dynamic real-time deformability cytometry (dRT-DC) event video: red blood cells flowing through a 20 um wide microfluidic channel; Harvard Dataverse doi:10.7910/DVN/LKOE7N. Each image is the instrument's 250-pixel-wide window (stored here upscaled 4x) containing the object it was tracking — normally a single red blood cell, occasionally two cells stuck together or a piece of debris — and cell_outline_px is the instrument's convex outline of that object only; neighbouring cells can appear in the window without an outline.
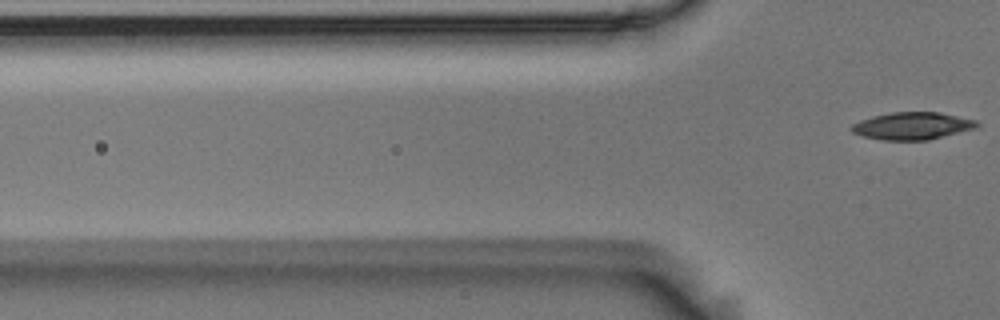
{"species": "Egyptian fruit bat (a non-hibernating species)", "species_latin": "Rousettus aegyptiacus", "temperature_condition": "room temperature", "stored_images_in_passage": 6, "segment_of_instrument_passage": [2, 2], "camera_frame_rate_fps": 3000, "um_per_image_px": 0.085, "animal": {"sex": "male"}, "frame": {"image": 1, "passage_image": 6, "time_ms": 1.667, "image_size_px": [1000, 320], "cell_outline_px": [[980, 124], [976, 128], [928, 140], [884, 140], [864, 136], [852, 132], [848, 128], [852, 124], [860, 120], [872, 116], [892, 112], [940, 112], [976, 120]], "centroid_in_image_um": [77.53, 10.69], "position_along_channel_um": 48.3, "area_um2": 20.0}}